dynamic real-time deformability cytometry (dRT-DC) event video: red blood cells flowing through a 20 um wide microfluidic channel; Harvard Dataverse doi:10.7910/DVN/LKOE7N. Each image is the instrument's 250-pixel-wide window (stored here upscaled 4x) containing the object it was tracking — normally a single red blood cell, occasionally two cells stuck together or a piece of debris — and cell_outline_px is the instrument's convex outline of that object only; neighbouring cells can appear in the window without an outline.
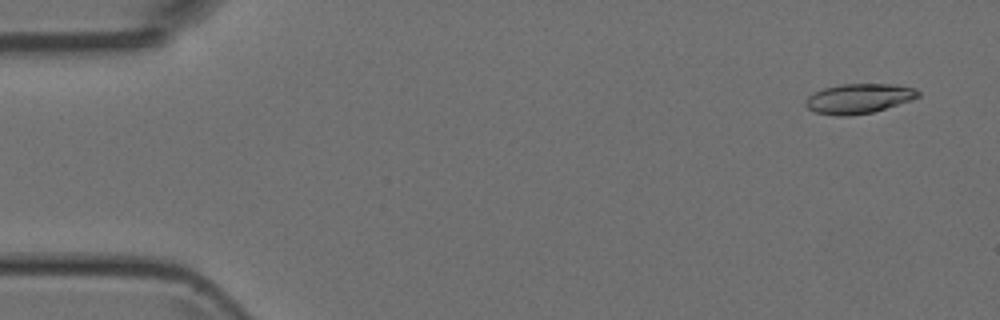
{"species": "Egyptian fruit bat (a non-hibernating species)", "species_latin": "Rousettus aegyptiacus", "temperature_condition": "room temperature", "stored_images_in_passage": 48, "camera_frame_rate_fps": 3000, "um_per_image_px": 0.085, "animal": {"sex": "female"}, "frame": {"image": 1, "passage_image": 2, "time_ms": 0.333, "image_size_px": [1000, 320], "cell_outline_px": [[920, 96], [912, 100], [872, 112], [848, 116], [836, 116], [816, 112], [808, 108], [804, 104], [804, 100], [812, 92], [824, 88], [840, 84], [892, 84], [916, 88], [920, 92]], "centroid_in_image_um": [72.98, 8.37], "position_along_channel_um": 12.0, "area_um2": 19.65}}
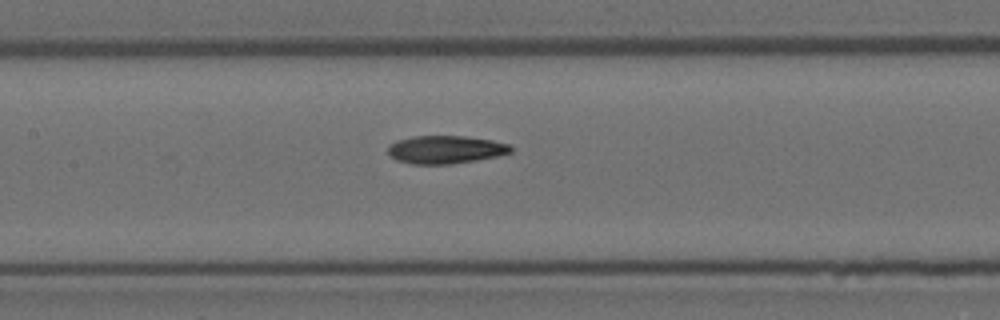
{"frame": {"image": 2, "passage_image": 22, "time_ms": 7.0, "image_size_px": [1000, 320], "cell_outline_px": [[512, 152], [496, 156], [476, 160], [448, 164], [412, 164], [396, 160], [388, 152], [388, 148], [396, 140], [412, 136], [464, 136], [492, 140], [508, 144], [512, 148]], "centroid_in_image_um": [37.86, 12.71], "position_along_channel_um": 169.5, "area_um2": 19.88}}
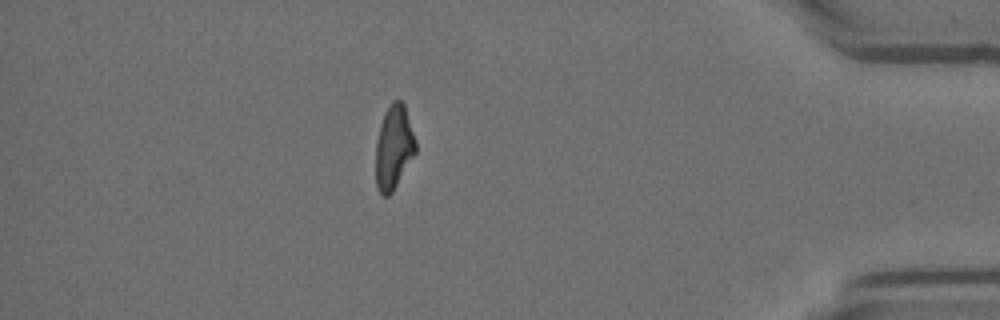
{"frame": {"image": 3, "passage_image": 42, "time_ms": 13.667, "image_size_px": [1000, 320], "cell_outline_px": [[416, 152], [392, 192], [388, 196], [380, 196], [376, 188], [376, 140], [380, 124], [384, 112], [392, 100], [400, 100], [404, 104], [416, 140]], "centroid_in_image_um": [33.45, 12.52], "position_along_channel_um": 401.7, "area_um2": 19.65}}